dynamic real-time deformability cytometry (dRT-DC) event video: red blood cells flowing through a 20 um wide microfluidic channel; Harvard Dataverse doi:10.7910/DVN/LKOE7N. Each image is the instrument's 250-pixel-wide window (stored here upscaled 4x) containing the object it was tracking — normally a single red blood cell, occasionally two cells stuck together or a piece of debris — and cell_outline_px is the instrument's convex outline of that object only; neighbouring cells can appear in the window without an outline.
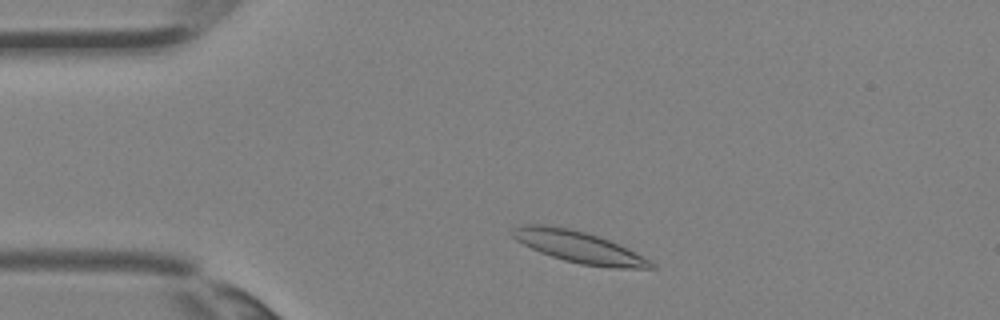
{"species": "Egyptian fruit bat (a non-hibernating species)", "species_latin": "Rousettus aegyptiacus", "temperature_condition": "room temperature", "stored_images_in_passage": 2, "camera_frame_rate_fps": 3000, "um_per_image_px": 0.085, "animal": {"sex": "female"}, "frame": {"image": 1, "passage_image": 1, "time_ms": 0.0, "image_size_px": [1000, 320], "cell_outline_px": [[656, 268], [612, 268], [580, 264], [564, 260], [540, 252], [516, 240], [508, 232], [512, 228], [524, 224], [544, 224], [568, 228], [588, 232], [628, 248], [652, 260], [656, 264]], "centroid_in_image_um": [49.21, 20.99], "position_along_channel_um": 35.8, "area_um2": 25.66}}